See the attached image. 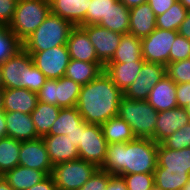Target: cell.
<instances>
[{
	"label": "cell",
	"instance_id": "cell-1",
	"mask_svg": "<svg viewBox=\"0 0 190 190\" xmlns=\"http://www.w3.org/2000/svg\"><path fill=\"white\" fill-rule=\"evenodd\" d=\"M158 144L148 138H135L127 143L108 144L106 157L99 168L112 176L153 174L157 167Z\"/></svg>",
	"mask_w": 190,
	"mask_h": 190
},
{
	"label": "cell",
	"instance_id": "cell-2",
	"mask_svg": "<svg viewBox=\"0 0 190 190\" xmlns=\"http://www.w3.org/2000/svg\"><path fill=\"white\" fill-rule=\"evenodd\" d=\"M123 96L124 92L103 71L97 78L81 87L76 107L87 124L102 125L117 116Z\"/></svg>",
	"mask_w": 190,
	"mask_h": 190
},
{
	"label": "cell",
	"instance_id": "cell-3",
	"mask_svg": "<svg viewBox=\"0 0 190 190\" xmlns=\"http://www.w3.org/2000/svg\"><path fill=\"white\" fill-rule=\"evenodd\" d=\"M74 27L71 22L50 12L43 23L23 42V48L27 52H39L66 45Z\"/></svg>",
	"mask_w": 190,
	"mask_h": 190
},
{
	"label": "cell",
	"instance_id": "cell-4",
	"mask_svg": "<svg viewBox=\"0 0 190 190\" xmlns=\"http://www.w3.org/2000/svg\"><path fill=\"white\" fill-rule=\"evenodd\" d=\"M117 115L131 127L135 138H148L155 141L158 111L146 100L138 101L123 96Z\"/></svg>",
	"mask_w": 190,
	"mask_h": 190
},
{
	"label": "cell",
	"instance_id": "cell-5",
	"mask_svg": "<svg viewBox=\"0 0 190 190\" xmlns=\"http://www.w3.org/2000/svg\"><path fill=\"white\" fill-rule=\"evenodd\" d=\"M49 0H17L9 29L23 43L50 14Z\"/></svg>",
	"mask_w": 190,
	"mask_h": 190
},
{
	"label": "cell",
	"instance_id": "cell-6",
	"mask_svg": "<svg viewBox=\"0 0 190 190\" xmlns=\"http://www.w3.org/2000/svg\"><path fill=\"white\" fill-rule=\"evenodd\" d=\"M99 168L80 158L56 164L51 176L57 190H79Z\"/></svg>",
	"mask_w": 190,
	"mask_h": 190
},
{
	"label": "cell",
	"instance_id": "cell-7",
	"mask_svg": "<svg viewBox=\"0 0 190 190\" xmlns=\"http://www.w3.org/2000/svg\"><path fill=\"white\" fill-rule=\"evenodd\" d=\"M81 87L66 76L59 79H47L37 92V97L43 103L60 108H71L77 106Z\"/></svg>",
	"mask_w": 190,
	"mask_h": 190
},
{
	"label": "cell",
	"instance_id": "cell-8",
	"mask_svg": "<svg viewBox=\"0 0 190 190\" xmlns=\"http://www.w3.org/2000/svg\"><path fill=\"white\" fill-rule=\"evenodd\" d=\"M107 146L101 125L84 121V131H81L78 146L79 158L100 168L106 157Z\"/></svg>",
	"mask_w": 190,
	"mask_h": 190
},
{
	"label": "cell",
	"instance_id": "cell-9",
	"mask_svg": "<svg viewBox=\"0 0 190 190\" xmlns=\"http://www.w3.org/2000/svg\"><path fill=\"white\" fill-rule=\"evenodd\" d=\"M178 35V31L156 28L147 37L141 39L142 58L146 62L169 63V52Z\"/></svg>",
	"mask_w": 190,
	"mask_h": 190
},
{
	"label": "cell",
	"instance_id": "cell-10",
	"mask_svg": "<svg viewBox=\"0 0 190 190\" xmlns=\"http://www.w3.org/2000/svg\"><path fill=\"white\" fill-rule=\"evenodd\" d=\"M33 64L47 79H59L64 76L70 56L67 45L56 46L39 52H28Z\"/></svg>",
	"mask_w": 190,
	"mask_h": 190
},
{
	"label": "cell",
	"instance_id": "cell-11",
	"mask_svg": "<svg viewBox=\"0 0 190 190\" xmlns=\"http://www.w3.org/2000/svg\"><path fill=\"white\" fill-rule=\"evenodd\" d=\"M166 75V66L160 63L144 62L134 82L126 89L124 96L133 100H146L150 90Z\"/></svg>",
	"mask_w": 190,
	"mask_h": 190
},
{
	"label": "cell",
	"instance_id": "cell-12",
	"mask_svg": "<svg viewBox=\"0 0 190 190\" xmlns=\"http://www.w3.org/2000/svg\"><path fill=\"white\" fill-rule=\"evenodd\" d=\"M80 26L86 31L98 59L105 65L114 56L122 34L113 32L98 24Z\"/></svg>",
	"mask_w": 190,
	"mask_h": 190
},
{
	"label": "cell",
	"instance_id": "cell-13",
	"mask_svg": "<svg viewBox=\"0 0 190 190\" xmlns=\"http://www.w3.org/2000/svg\"><path fill=\"white\" fill-rule=\"evenodd\" d=\"M31 63V55L24 48H21L16 54L1 64L4 88L26 89L27 67Z\"/></svg>",
	"mask_w": 190,
	"mask_h": 190
},
{
	"label": "cell",
	"instance_id": "cell-14",
	"mask_svg": "<svg viewBox=\"0 0 190 190\" xmlns=\"http://www.w3.org/2000/svg\"><path fill=\"white\" fill-rule=\"evenodd\" d=\"M19 165L51 175L53 165L49 160L48 152L42 138L21 142Z\"/></svg>",
	"mask_w": 190,
	"mask_h": 190
},
{
	"label": "cell",
	"instance_id": "cell-15",
	"mask_svg": "<svg viewBox=\"0 0 190 190\" xmlns=\"http://www.w3.org/2000/svg\"><path fill=\"white\" fill-rule=\"evenodd\" d=\"M189 122V115L181 107L158 112L155 126V142L160 144L164 139Z\"/></svg>",
	"mask_w": 190,
	"mask_h": 190
},
{
	"label": "cell",
	"instance_id": "cell-16",
	"mask_svg": "<svg viewBox=\"0 0 190 190\" xmlns=\"http://www.w3.org/2000/svg\"><path fill=\"white\" fill-rule=\"evenodd\" d=\"M42 139L53 166L79 158L78 147L72 145L66 135H46Z\"/></svg>",
	"mask_w": 190,
	"mask_h": 190
},
{
	"label": "cell",
	"instance_id": "cell-17",
	"mask_svg": "<svg viewBox=\"0 0 190 190\" xmlns=\"http://www.w3.org/2000/svg\"><path fill=\"white\" fill-rule=\"evenodd\" d=\"M66 45L70 59L85 62H101L86 31L81 26H75L72 29Z\"/></svg>",
	"mask_w": 190,
	"mask_h": 190
},
{
	"label": "cell",
	"instance_id": "cell-18",
	"mask_svg": "<svg viewBox=\"0 0 190 190\" xmlns=\"http://www.w3.org/2000/svg\"><path fill=\"white\" fill-rule=\"evenodd\" d=\"M38 101L37 93L28 89H4L3 111L31 114V112L37 107Z\"/></svg>",
	"mask_w": 190,
	"mask_h": 190
},
{
	"label": "cell",
	"instance_id": "cell-19",
	"mask_svg": "<svg viewBox=\"0 0 190 190\" xmlns=\"http://www.w3.org/2000/svg\"><path fill=\"white\" fill-rule=\"evenodd\" d=\"M146 101L158 112L178 107L176 83L165 75L151 90Z\"/></svg>",
	"mask_w": 190,
	"mask_h": 190
},
{
	"label": "cell",
	"instance_id": "cell-20",
	"mask_svg": "<svg viewBox=\"0 0 190 190\" xmlns=\"http://www.w3.org/2000/svg\"><path fill=\"white\" fill-rule=\"evenodd\" d=\"M155 29L156 15L147 2L130 9L129 34L142 39Z\"/></svg>",
	"mask_w": 190,
	"mask_h": 190
},
{
	"label": "cell",
	"instance_id": "cell-21",
	"mask_svg": "<svg viewBox=\"0 0 190 190\" xmlns=\"http://www.w3.org/2000/svg\"><path fill=\"white\" fill-rule=\"evenodd\" d=\"M5 120L7 137L21 142L39 138L31 114L5 112Z\"/></svg>",
	"mask_w": 190,
	"mask_h": 190
},
{
	"label": "cell",
	"instance_id": "cell-22",
	"mask_svg": "<svg viewBox=\"0 0 190 190\" xmlns=\"http://www.w3.org/2000/svg\"><path fill=\"white\" fill-rule=\"evenodd\" d=\"M144 62L106 63L104 65V72L122 92H125L137 78Z\"/></svg>",
	"mask_w": 190,
	"mask_h": 190
},
{
	"label": "cell",
	"instance_id": "cell-23",
	"mask_svg": "<svg viewBox=\"0 0 190 190\" xmlns=\"http://www.w3.org/2000/svg\"><path fill=\"white\" fill-rule=\"evenodd\" d=\"M51 13L80 26L86 18L89 0H49Z\"/></svg>",
	"mask_w": 190,
	"mask_h": 190
},
{
	"label": "cell",
	"instance_id": "cell-24",
	"mask_svg": "<svg viewBox=\"0 0 190 190\" xmlns=\"http://www.w3.org/2000/svg\"><path fill=\"white\" fill-rule=\"evenodd\" d=\"M157 166L165 170L185 171L190 173V147L174 150L161 143L157 149Z\"/></svg>",
	"mask_w": 190,
	"mask_h": 190
},
{
	"label": "cell",
	"instance_id": "cell-25",
	"mask_svg": "<svg viewBox=\"0 0 190 190\" xmlns=\"http://www.w3.org/2000/svg\"><path fill=\"white\" fill-rule=\"evenodd\" d=\"M47 176L45 172L17 165L12 170L7 171L2 177L13 190H27Z\"/></svg>",
	"mask_w": 190,
	"mask_h": 190
},
{
	"label": "cell",
	"instance_id": "cell-26",
	"mask_svg": "<svg viewBox=\"0 0 190 190\" xmlns=\"http://www.w3.org/2000/svg\"><path fill=\"white\" fill-rule=\"evenodd\" d=\"M103 71L104 64L102 62L70 59L64 76L83 86L97 78Z\"/></svg>",
	"mask_w": 190,
	"mask_h": 190
},
{
	"label": "cell",
	"instance_id": "cell-27",
	"mask_svg": "<svg viewBox=\"0 0 190 190\" xmlns=\"http://www.w3.org/2000/svg\"><path fill=\"white\" fill-rule=\"evenodd\" d=\"M129 16L130 9L117 0L98 25L122 35L129 34Z\"/></svg>",
	"mask_w": 190,
	"mask_h": 190
},
{
	"label": "cell",
	"instance_id": "cell-28",
	"mask_svg": "<svg viewBox=\"0 0 190 190\" xmlns=\"http://www.w3.org/2000/svg\"><path fill=\"white\" fill-rule=\"evenodd\" d=\"M132 61H145L142 58L141 39L131 34H124L121 37L114 56L107 63H125Z\"/></svg>",
	"mask_w": 190,
	"mask_h": 190
},
{
	"label": "cell",
	"instance_id": "cell-29",
	"mask_svg": "<svg viewBox=\"0 0 190 190\" xmlns=\"http://www.w3.org/2000/svg\"><path fill=\"white\" fill-rule=\"evenodd\" d=\"M60 107L38 101L31 117L39 138L48 135L52 125L58 118Z\"/></svg>",
	"mask_w": 190,
	"mask_h": 190
},
{
	"label": "cell",
	"instance_id": "cell-30",
	"mask_svg": "<svg viewBox=\"0 0 190 190\" xmlns=\"http://www.w3.org/2000/svg\"><path fill=\"white\" fill-rule=\"evenodd\" d=\"M153 174L155 190H182L190 180V173L165 170L160 166L156 167Z\"/></svg>",
	"mask_w": 190,
	"mask_h": 190
},
{
	"label": "cell",
	"instance_id": "cell-31",
	"mask_svg": "<svg viewBox=\"0 0 190 190\" xmlns=\"http://www.w3.org/2000/svg\"><path fill=\"white\" fill-rule=\"evenodd\" d=\"M101 127L108 144L127 143L135 139L131 127L118 115L105 121Z\"/></svg>",
	"mask_w": 190,
	"mask_h": 190
},
{
	"label": "cell",
	"instance_id": "cell-32",
	"mask_svg": "<svg viewBox=\"0 0 190 190\" xmlns=\"http://www.w3.org/2000/svg\"><path fill=\"white\" fill-rule=\"evenodd\" d=\"M84 122L77 107L61 108L58 118L52 125L48 135H68L76 131Z\"/></svg>",
	"mask_w": 190,
	"mask_h": 190
},
{
	"label": "cell",
	"instance_id": "cell-33",
	"mask_svg": "<svg viewBox=\"0 0 190 190\" xmlns=\"http://www.w3.org/2000/svg\"><path fill=\"white\" fill-rule=\"evenodd\" d=\"M21 141L10 137L0 140V176L19 165Z\"/></svg>",
	"mask_w": 190,
	"mask_h": 190
},
{
	"label": "cell",
	"instance_id": "cell-34",
	"mask_svg": "<svg viewBox=\"0 0 190 190\" xmlns=\"http://www.w3.org/2000/svg\"><path fill=\"white\" fill-rule=\"evenodd\" d=\"M187 14L188 10L176 0L166 12L156 16V28L177 31Z\"/></svg>",
	"mask_w": 190,
	"mask_h": 190
},
{
	"label": "cell",
	"instance_id": "cell-35",
	"mask_svg": "<svg viewBox=\"0 0 190 190\" xmlns=\"http://www.w3.org/2000/svg\"><path fill=\"white\" fill-rule=\"evenodd\" d=\"M21 48H23V43L7 25L0 22V65Z\"/></svg>",
	"mask_w": 190,
	"mask_h": 190
},
{
	"label": "cell",
	"instance_id": "cell-36",
	"mask_svg": "<svg viewBox=\"0 0 190 190\" xmlns=\"http://www.w3.org/2000/svg\"><path fill=\"white\" fill-rule=\"evenodd\" d=\"M117 0H89L86 18L81 25L99 24L103 17H106L111 5Z\"/></svg>",
	"mask_w": 190,
	"mask_h": 190
},
{
	"label": "cell",
	"instance_id": "cell-37",
	"mask_svg": "<svg viewBox=\"0 0 190 190\" xmlns=\"http://www.w3.org/2000/svg\"><path fill=\"white\" fill-rule=\"evenodd\" d=\"M166 75L176 84L190 82V58L168 63Z\"/></svg>",
	"mask_w": 190,
	"mask_h": 190
},
{
	"label": "cell",
	"instance_id": "cell-38",
	"mask_svg": "<svg viewBox=\"0 0 190 190\" xmlns=\"http://www.w3.org/2000/svg\"><path fill=\"white\" fill-rule=\"evenodd\" d=\"M127 190H155L154 174L139 173L123 175Z\"/></svg>",
	"mask_w": 190,
	"mask_h": 190
},
{
	"label": "cell",
	"instance_id": "cell-39",
	"mask_svg": "<svg viewBox=\"0 0 190 190\" xmlns=\"http://www.w3.org/2000/svg\"><path fill=\"white\" fill-rule=\"evenodd\" d=\"M161 144L166 148L181 150L190 147V122L164 139Z\"/></svg>",
	"mask_w": 190,
	"mask_h": 190
},
{
	"label": "cell",
	"instance_id": "cell-40",
	"mask_svg": "<svg viewBox=\"0 0 190 190\" xmlns=\"http://www.w3.org/2000/svg\"><path fill=\"white\" fill-rule=\"evenodd\" d=\"M190 58V40L178 34L169 52V63Z\"/></svg>",
	"mask_w": 190,
	"mask_h": 190
},
{
	"label": "cell",
	"instance_id": "cell-41",
	"mask_svg": "<svg viewBox=\"0 0 190 190\" xmlns=\"http://www.w3.org/2000/svg\"><path fill=\"white\" fill-rule=\"evenodd\" d=\"M46 76L33 64L27 67L26 89L32 92H38L45 84Z\"/></svg>",
	"mask_w": 190,
	"mask_h": 190
},
{
	"label": "cell",
	"instance_id": "cell-42",
	"mask_svg": "<svg viewBox=\"0 0 190 190\" xmlns=\"http://www.w3.org/2000/svg\"><path fill=\"white\" fill-rule=\"evenodd\" d=\"M112 175L98 169L79 190H106Z\"/></svg>",
	"mask_w": 190,
	"mask_h": 190
},
{
	"label": "cell",
	"instance_id": "cell-43",
	"mask_svg": "<svg viewBox=\"0 0 190 190\" xmlns=\"http://www.w3.org/2000/svg\"><path fill=\"white\" fill-rule=\"evenodd\" d=\"M17 0H0V22L9 25L13 19Z\"/></svg>",
	"mask_w": 190,
	"mask_h": 190
},
{
	"label": "cell",
	"instance_id": "cell-44",
	"mask_svg": "<svg viewBox=\"0 0 190 190\" xmlns=\"http://www.w3.org/2000/svg\"><path fill=\"white\" fill-rule=\"evenodd\" d=\"M176 98L178 107L184 108L190 103V82L176 84Z\"/></svg>",
	"mask_w": 190,
	"mask_h": 190
},
{
	"label": "cell",
	"instance_id": "cell-45",
	"mask_svg": "<svg viewBox=\"0 0 190 190\" xmlns=\"http://www.w3.org/2000/svg\"><path fill=\"white\" fill-rule=\"evenodd\" d=\"M176 0H148L152 11L156 16L162 15L166 12Z\"/></svg>",
	"mask_w": 190,
	"mask_h": 190
},
{
	"label": "cell",
	"instance_id": "cell-46",
	"mask_svg": "<svg viewBox=\"0 0 190 190\" xmlns=\"http://www.w3.org/2000/svg\"><path fill=\"white\" fill-rule=\"evenodd\" d=\"M27 190H57V187L52 176L48 175L45 179Z\"/></svg>",
	"mask_w": 190,
	"mask_h": 190
},
{
	"label": "cell",
	"instance_id": "cell-47",
	"mask_svg": "<svg viewBox=\"0 0 190 190\" xmlns=\"http://www.w3.org/2000/svg\"><path fill=\"white\" fill-rule=\"evenodd\" d=\"M106 190H127L122 177L112 176Z\"/></svg>",
	"mask_w": 190,
	"mask_h": 190
},
{
	"label": "cell",
	"instance_id": "cell-48",
	"mask_svg": "<svg viewBox=\"0 0 190 190\" xmlns=\"http://www.w3.org/2000/svg\"><path fill=\"white\" fill-rule=\"evenodd\" d=\"M177 31H178V34L190 40V11H188V14L185 20L181 23Z\"/></svg>",
	"mask_w": 190,
	"mask_h": 190
},
{
	"label": "cell",
	"instance_id": "cell-49",
	"mask_svg": "<svg viewBox=\"0 0 190 190\" xmlns=\"http://www.w3.org/2000/svg\"><path fill=\"white\" fill-rule=\"evenodd\" d=\"M81 131H84V122L79 126L76 131L66 135L71 140L72 145L78 147L80 145Z\"/></svg>",
	"mask_w": 190,
	"mask_h": 190
},
{
	"label": "cell",
	"instance_id": "cell-50",
	"mask_svg": "<svg viewBox=\"0 0 190 190\" xmlns=\"http://www.w3.org/2000/svg\"><path fill=\"white\" fill-rule=\"evenodd\" d=\"M4 137H7V124L5 120V112L0 111V140Z\"/></svg>",
	"mask_w": 190,
	"mask_h": 190
},
{
	"label": "cell",
	"instance_id": "cell-51",
	"mask_svg": "<svg viewBox=\"0 0 190 190\" xmlns=\"http://www.w3.org/2000/svg\"><path fill=\"white\" fill-rule=\"evenodd\" d=\"M128 9L139 6L140 4L146 3L148 0H120Z\"/></svg>",
	"mask_w": 190,
	"mask_h": 190
},
{
	"label": "cell",
	"instance_id": "cell-52",
	"mask_svg": "<svg viewBox=\"0 0 190 190\" xmlns=\"http://www.w3.org/2000/svg\"><path fill=\"white\" fill-rule=\"evenodd\" d=\"M0 190H13L2 176H0Z\"/></svg>",
	"mask_w": 190,
	"mask_h": 190
},
{
	"label": "cell",
	"instance_id": "cell-53",
	"mask_svg": "<svg viewBox=\"0 0 190 190\" xmlns=\"http://www.w3.org/2000/svg\"><path fill=\"white\" fill-rule=\"evenodd\" d=\"M181 4L188 10L190 11V0H179Z\"/></svg>",
	"mask_w": 190,
	"mask_h": 190
},
{
	"label": "cell",
	"instance_id": "cell-54",
	"mask_svg": "<svg viewBox=\"0 0 190 190\" xmlns=\"http://www.w3.org/2000/svg\"><path fill=\"white\" fill-rule=\"evenodd\" d=\"M3 92L4 89H0V111L3 110Z\"/></svg>",
	"mask_w": 190,
	"mask_h": 190
},
{
	"label": "cell",
	"instance_id": "cell-55",
	"mask_svg": "<svg viewBox=\"0 0 190 190\" xmlns=\"http://www.w3.org/2000/svg\"><path fill=\"white\" fill-rule=\"evenodd\" d=\"M0 89H5L4 83H3V77H2V73H1V66H0Z\"/></svg>",
	"mask_w": 190,
	"mask_h": 190
},
{
	"label": "cell",
	"instance_id": "cell-56",
	"mask_svg": "<svg viewBox=\"0 0 190 190\" xmlns=\"http://www.w3.org/2000/svg\"><path fill=\"white\" fill-rule=\"evenodd\" d=\"M184 109H185L186 113H187V114L189 115V117H190V103L187 104V105L184 107Z\"/></svg>",
	"mask_w": 190,
	"mask_h": 190
},
{
	"label": "cell",
	"instance_id": "cell-57",
	"mask_svg": "<svg viewBox=\"0 0 190 190\" xmlns=\"http://www.w3.org/2000/svg\"><path fill=\"white\" fill-rule=\"evenodd\" d=\"M182 190H190V180L186 183Z\"/></svg>",
	"mask_w": 190,
	"mask_h": 190
}]
</instances>
